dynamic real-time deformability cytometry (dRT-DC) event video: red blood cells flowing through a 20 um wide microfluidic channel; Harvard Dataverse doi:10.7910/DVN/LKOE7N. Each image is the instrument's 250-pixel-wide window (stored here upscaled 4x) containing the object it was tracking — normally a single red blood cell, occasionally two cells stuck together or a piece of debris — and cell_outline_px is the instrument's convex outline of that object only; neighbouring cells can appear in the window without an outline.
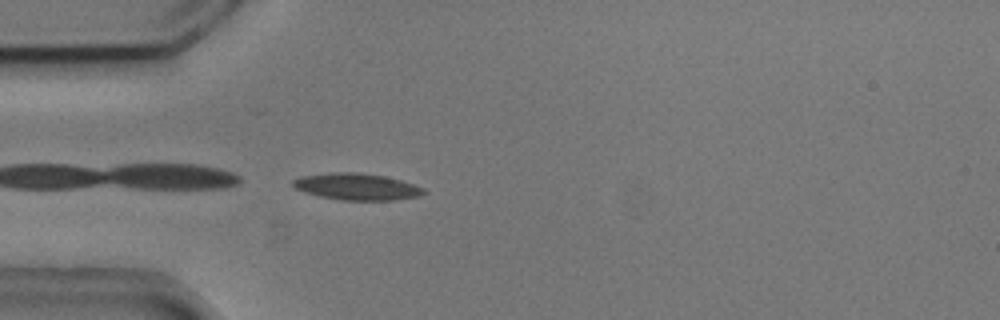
{"species": "common noctule bat (a hibernating species)", "species_latin": "Nyctalus noctula", "temperature_condition": "cold", "stored_images_in_passage": 5, "camera_frame_rate_fps": 3000, "um_per_image_px": 0.085, "animal": {"sex": "male", "body_mass_g": 20.5, "forearm_length_mm": 52.5}, "frame": {"image": 1, "passage_image": 5, "time_ms": 1.333, "image_size_px": [1000, 320], "cell_outline_px": [[428, 192], [420, 196], [392, 200], [340, 200], [320, 196], [304, 192], [296, 188], [292, 184], [292, 180], [300, 176], [328, 172], [360, 172], [384, 176], [400, 180], [424, 188]], "centroid_in_image_um": [30.31, 15.86], "position_along_channel_um": 54.7, "area_um2": 20.4}}